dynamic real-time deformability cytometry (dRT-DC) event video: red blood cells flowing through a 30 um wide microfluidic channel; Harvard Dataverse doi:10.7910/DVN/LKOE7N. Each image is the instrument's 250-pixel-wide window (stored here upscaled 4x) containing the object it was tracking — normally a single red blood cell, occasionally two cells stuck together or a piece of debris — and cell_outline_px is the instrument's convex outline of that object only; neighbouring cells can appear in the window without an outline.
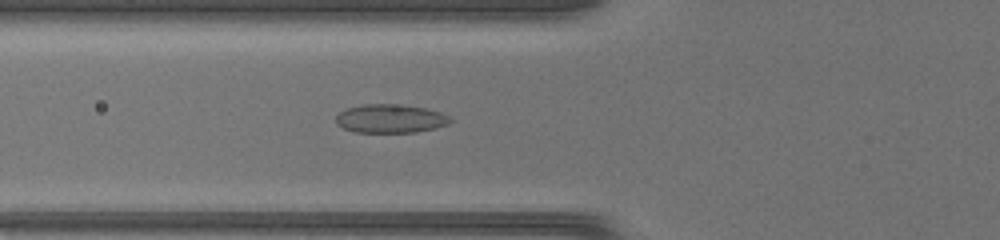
{"species": "common noctule bat (a hibernating species)", "species_latin": "Nyctalus noctula", "temperature_condition": "warm", "stored_images_in_passage": 33, "camera_frame_rate_fps": 3000, "um_per_image_px": 0.085, "animal": {"sex": "female", "body_mass_g": 17.0, "forearm_length_mm": 48.0}, "frame": {"image": 1, "passage_image": 4, "time_ms": 1.0, "image_size_px": [1000, 240], "cell_outline_px": [[452, 120], [448, 124], [416, 132], [356, 132], [344, 128], [336, 124], [336, 116], [340, 112], [348, 108], [364, 104], [388, 104], [424, 108], [440, 112], [448, 116]], "centroid_in_image_um": [33.15, 10.09], "position_along_channel_um": 92.6, "area_um2": 18.67}}
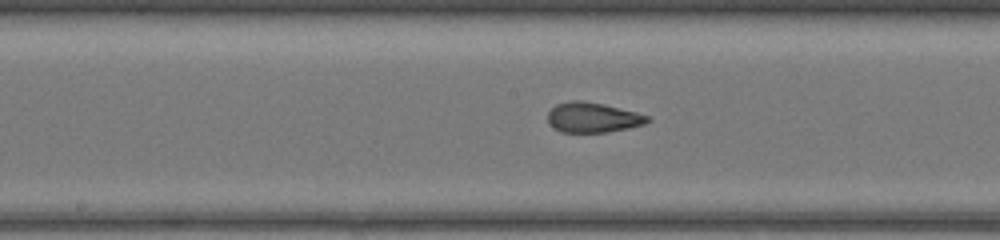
{"frame": {"image": 2, "passage_image": 11, "time_ms": 3.333, "image_size_px": [1000, 240], "cell_outline_px": [[652, 120], [644, 124], [628, 128], [608, 132], [560, 132], [552, 128], [548, 124], [548, 112], [556, 104], [572, 100], [576, 100], [604, 104], [652, 116]], "centroid_in_image_um": [50.39, 9.99], "position_along_channel_um": 197.8, "area_um2": 17.63}}
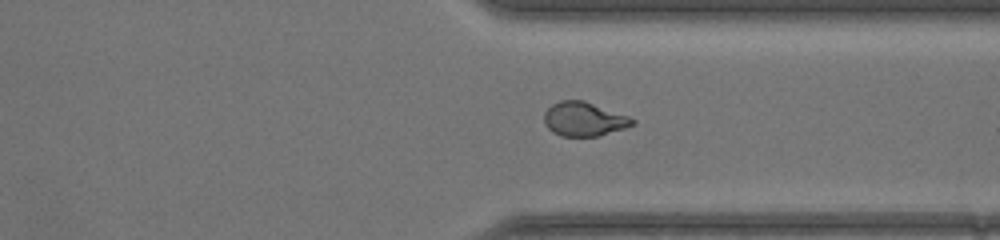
{"frame": {"image": 3, "passage_image": 22, "time_ms": 7.0, "image_size_px": [1000, 240], "cell_outline_px": [[636, 124], [600, 136], [560, 136], [552, 132], [544, 124], [544, 112], [552, 104], [560, 100], [584, 100], [628, 116], [636, 120]], "centroid_in_image_um": [49.63, 10.12], "position_along_channel_um": 361.8, "area_um2": 17.63}}